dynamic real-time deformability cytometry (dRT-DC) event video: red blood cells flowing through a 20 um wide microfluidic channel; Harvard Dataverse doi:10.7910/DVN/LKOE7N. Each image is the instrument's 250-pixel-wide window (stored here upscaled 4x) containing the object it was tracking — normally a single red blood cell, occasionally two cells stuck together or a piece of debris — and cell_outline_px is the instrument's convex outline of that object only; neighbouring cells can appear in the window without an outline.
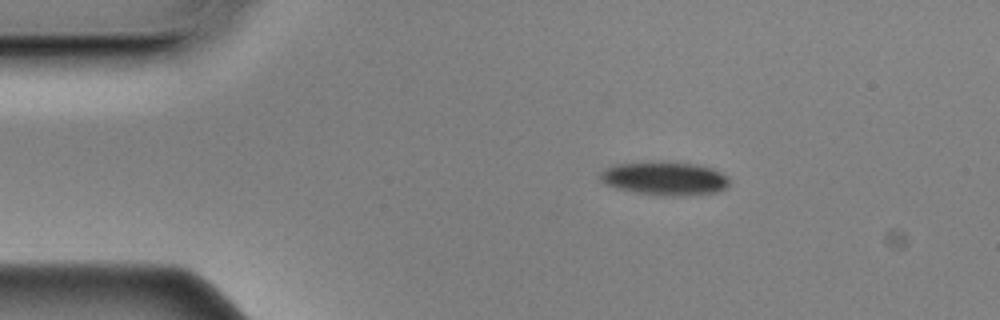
{"species": "Egyptian fruit bat (a non-hibernating species)", "species_latin": "Rousettus aegyptiacus", "temperature_condition": "cold", "stored_images_in_passage": 48, "camera_frame_rate_fps": 3000, "um_per_image_px": 0.085, "animal": {"sex": "male"}, "frame": {"image": 1, "passage_image": 1, "time_ms": 0.0, "image_size_px": [1000, 320], "cell_outline_px": [[728, 184], [724, 188], [716, 192], [684, 196], [672, 196], [636, 192], [616, 188], [600, 180], [600, 172], [616, 164], [660, 160], [664, 160], [700, 164], [712, 168], [728, 176]], "centroid_in_image_um": [56.52, 15.13], "position_along_channel_um": 28.5, "area_um2": 25.43}}
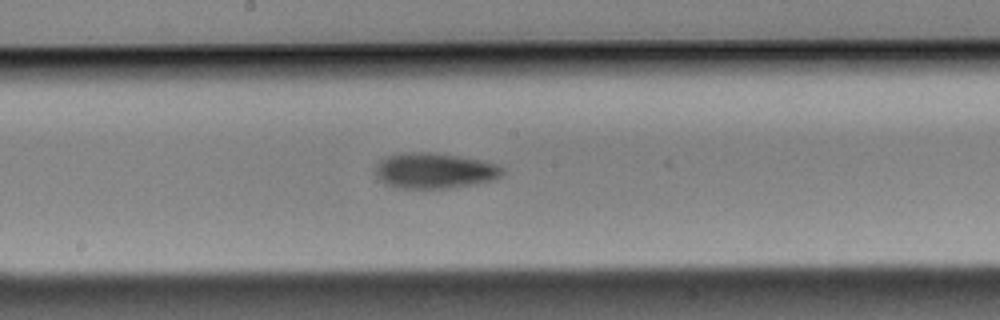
{"frame": {"image": 2, "passage_image": 21, "time_ms": 6.667, "image_size_px": [1000, 320], "cell_outline_px": [[504, 176], [492, 180], [476, 184], [448, 188], [396, 188], [384, 184], [376, 176], [376, 164], [380, 160], [388, 156], [412, 152], [424, 152], [456, 156], [480, 160], [496, 164], [504, 168]], "centroid_in_image_um": [36.94, 14.53], "position_along_channel_um": 211.3, "area_um2": 26.24}}
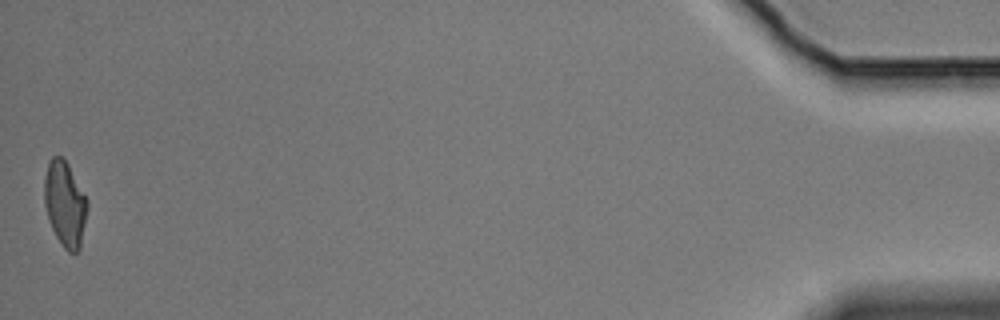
{"frame": {"image": 3, "passage_image": 48, "time_ms": 15.667, "image_size_px": [1000, 320], "cell_outline_px": [[88, 208], [80, 248], [76, 252], [68, 252], [64, 248], [56, 236], [48, 220], [44, 204], [44, 180], [48, 160], [52, 156], [60, 156], [68, 164], [88, 200]], "centroid_in_image_um": [5.51, 17.32], "position_along_channel_um": 429.7, "area_um2": 21.44}, "authors_computed_cell_mechanics": {"area_um2": 24.4783, "velocity_mm_per_s": 3.5051, "shape_relaxation_time_tau1_ms": 3.3256, "shape_relaxation_time_tau2_ms": null, "deformation_change_tau1": 0.1149, "deformation_change_tau2": null}}